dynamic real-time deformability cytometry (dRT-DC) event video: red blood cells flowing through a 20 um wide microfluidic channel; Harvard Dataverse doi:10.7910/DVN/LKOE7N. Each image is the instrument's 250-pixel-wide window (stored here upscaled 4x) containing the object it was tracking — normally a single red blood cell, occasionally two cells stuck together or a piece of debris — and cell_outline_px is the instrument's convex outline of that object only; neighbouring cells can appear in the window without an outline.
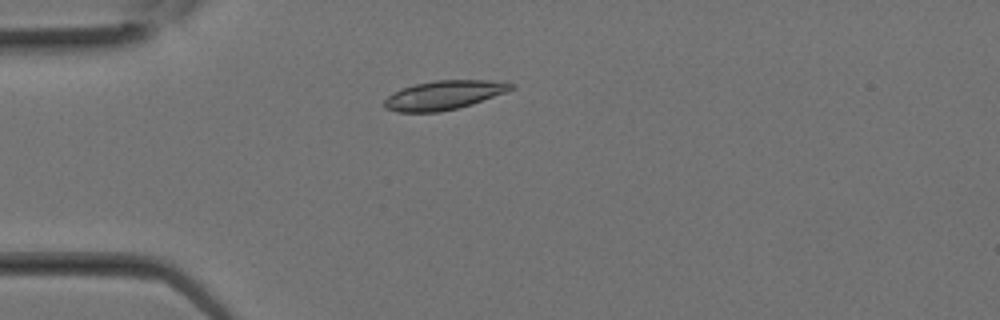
{"species": "Egyptian fruit bat (a non-hibernating species)", "species_latin": "Rousettus aegyptiacus", "temperature_condition": "room temperature", "stored_images_in_passage": 7, "camera_frame_rate_fps": 3000, "um_per_image_px": 0.085, "animal": {"sex": "female"}, "frame": {"image": 1, "passage_image": 6, "time_ms": 1.667, "image_size_px": [1000, 320], "cell_outline_px": [[516, 88], [472, 104], [440, 112], [396, 112], [384, 108], [384, 100], [388, 96], [404, 88], [416, 84], [436, 80], [488, 80], [516, 84]], "centroid_in_image_um": [37.74, 8.09], "position_along_channel_um": 47.3, "area_um2": 21.21}}